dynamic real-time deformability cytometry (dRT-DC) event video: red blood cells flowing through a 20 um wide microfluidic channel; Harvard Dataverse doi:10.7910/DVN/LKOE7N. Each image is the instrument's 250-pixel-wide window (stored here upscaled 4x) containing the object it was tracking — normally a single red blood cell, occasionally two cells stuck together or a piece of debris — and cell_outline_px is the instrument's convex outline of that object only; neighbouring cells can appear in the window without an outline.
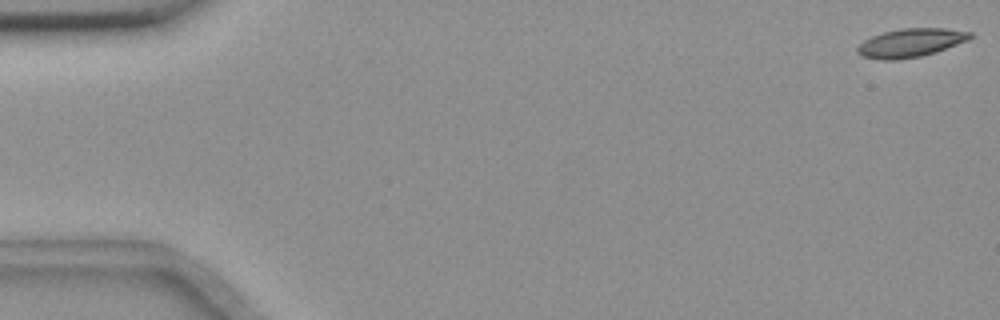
{"species": "common noctule bat (a hibernating species)", "species_latin": "Nyctalus noctula", "temperature_condition": "room temperature", "stored_images_in_passage": 56, "camera_frame_rate_fps": 3000, "um_per_image_px": 0.085, "animal": {"sex": "female", "body_mass_g": 18.4}, "frame": {"image": 1, "passage_image": 1, "time_ms": 0.0, "image_size_px": [1000, 320], "cell_outline_px": [[972, 36], [968, 40], [936, 52], [920, 56], [896, 60], [880, 60], [860, 56], [856, 52], [856, 48], [864, 40], [872, 36], [884, 32], [900, 28], [944, 28], [972, 32]], "centroid_in_image_um": [77.37, 3.64], "position_along_channel_um": 7.6, "area_um2": 18.79}}
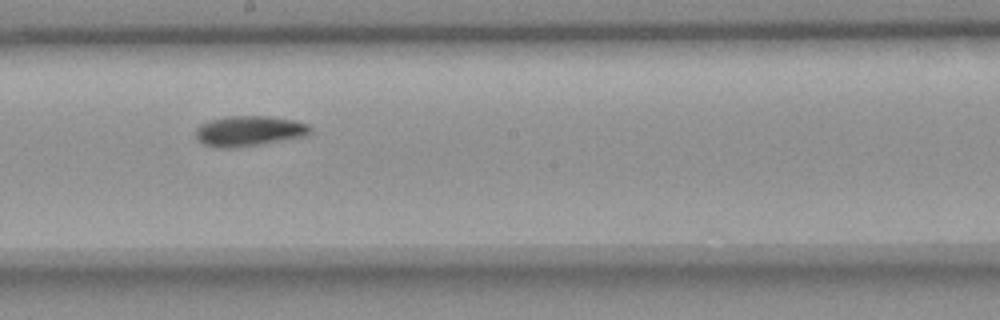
{"frame": {"image": 2, "passage_image": 31, "time_ms": 10.0, "image_size_px": [1000, 320], "cell_outline_px": [[312, 132], [308, 136], [236, 148], [216, 148], [204, 144], [196, 136], [196, 128], [200, 124], [212, 120], [228, 116], [268, 116], [296, 120], [308, 124], [312, 128]], "centroid_in_image_um": [21.22, 11.14], "position_along_channel_um": 227.0, "area_um2": 20.4}}
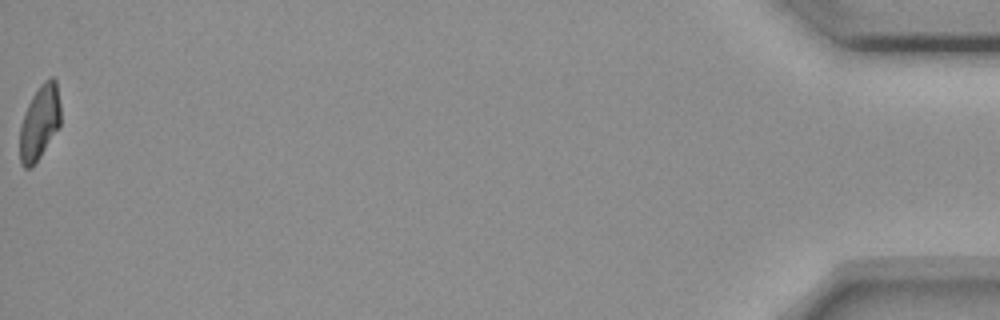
{"frame": {"image": 3, "passage_image": 56, "time_ms": 18.333, "image_size_px": [1000, 320], "cell_outline_px": [[60, 124], [40, 156], [28, 168], [24, 168], [20, 164], [20, 124], [24, 112], [32, 96], [40, 84], [48, 76], [52, 76], [56, 80], [60, 104]], "centroid_in_image_um": [3.35, 10.34], "position_along_channel_um": 431.8, "area_um2": 17.57}}